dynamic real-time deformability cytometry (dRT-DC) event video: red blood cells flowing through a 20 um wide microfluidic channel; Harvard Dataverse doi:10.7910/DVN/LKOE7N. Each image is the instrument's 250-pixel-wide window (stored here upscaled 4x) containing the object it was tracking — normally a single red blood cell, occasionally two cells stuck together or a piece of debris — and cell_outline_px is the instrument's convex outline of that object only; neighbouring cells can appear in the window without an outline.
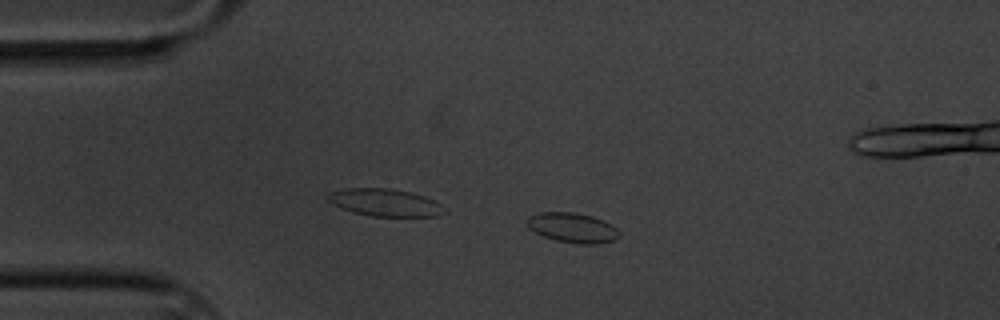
{"species": "common noctule bat (a hibernating species)", "species_latin": "Nyctalus noctula", "temperature_condition": "cold", "stored_images_in_passage": 40, "segment_of_instrument_passage": [1, 2], "camera_frame_rate_fps": 3000, "um_per_image_px": 0.085, "animal": {"sex": "male", "body_mass_g": 20.1, "forearm_length_mm": 53.5}, "frame": {"image": 1, "passage_image": 1, "time_ms": 0.0, "image_size_px": [1000, 320], "cell_outline_px": [[620, 236], [616, 240], [596, 244], [580, 244], [556, 240], [544, 236], [528, 228], [528, 216], [540, 212], [576, 212], [592, 216], [604, 220], [612, 224], [620, 232]], "centroid_in_image_um": [48.71, 19.35], "position_along_channel_um": 36.3, "area_um2": 16.13}}
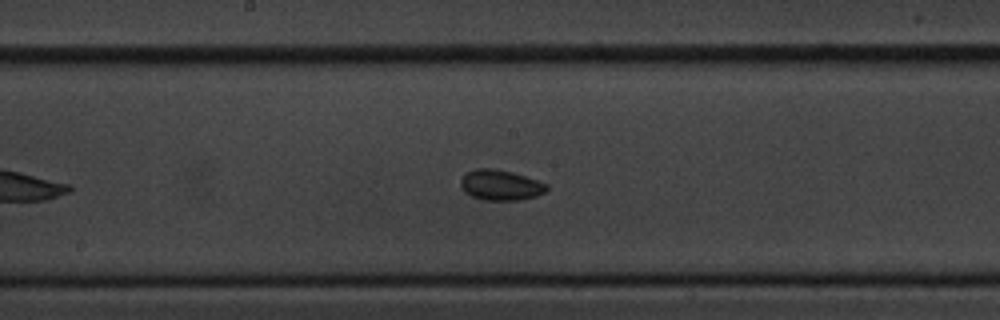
{"frame": {"image": 2, "passage_image": 19, "time_ms": 6.0, "image_size_px": [1000, 320], "cell_outline_px": [[548, 188], [544, 192], [536, 196], [520, 200], [484, 200], [472, 196], [464, 192], [460, 184], [460, 180], [464, 172], [476, 168], [492, 168], [512, 172], [548, 184]], "centroid_in_image_um": [42.51, 15.72], "position_along_channel_um": 205.7, "area_um2": 15.32}}
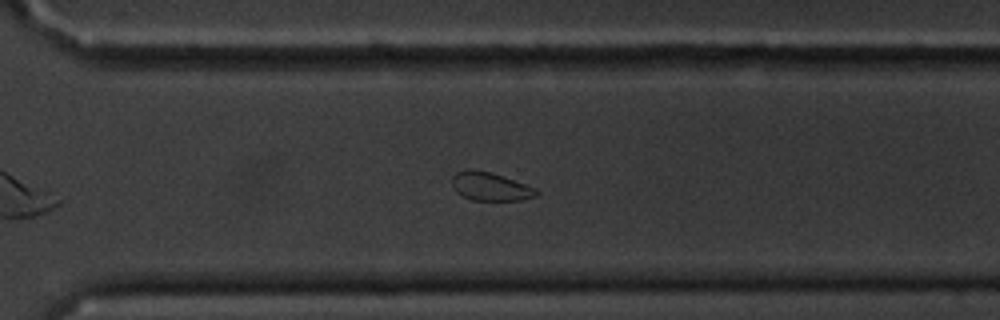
{"frame": {"image": 3, "passage_image": 30, "time_ms": 9.667, "image_size_px": [1000, 320], "cell_outline_px": [[540, 192], [536, 196], [520, 200], [472, 200], [460, 196], [456, 192], [452, 184], [452, 176], [456, 172], [488, 172], [536, 188]], "centroid_in_image_um": [41.69, 15.91], "position_along_channel_um": 328.9, "area_um2": 13.35}}